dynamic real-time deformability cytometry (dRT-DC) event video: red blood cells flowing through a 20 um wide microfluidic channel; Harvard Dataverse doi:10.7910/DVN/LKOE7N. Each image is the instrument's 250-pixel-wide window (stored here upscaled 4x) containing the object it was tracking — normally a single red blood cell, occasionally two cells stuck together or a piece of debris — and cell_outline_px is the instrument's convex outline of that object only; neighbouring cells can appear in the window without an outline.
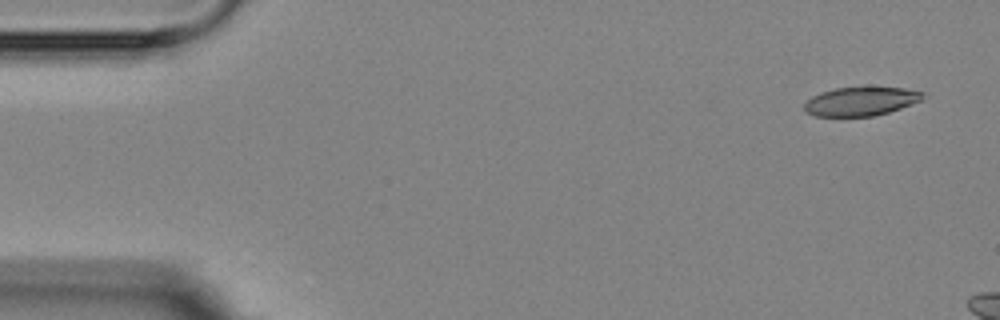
{"species": "Egyptian fruit bat (a non-hibernating species)", "species_latin": "Rousettus aegyptiacus", "temperature_condition": "room temperature", "stored_images_in_passage": 3, "camera_frame_rate_fps": 3000, "um_per_image_px": 0.085, "animal": {"sex": "female"}, "frame": {"image": 1, "passage_image": 1, "time_ms": 0.0, "image_size_px": [1000, 320], "cell_outline_px": [[924, 96], [920, 100], [900, 108], [888, 112], [872, 116], [816, 116], [804, 112], [804, 104], [812, 96], [820, 92], [836, 88], [904, 88], [924, 92]], "centroid_in_image_um": [73.12, 8.62], "position_along_channel_um": 11.9, "area_um2": 19.54}}